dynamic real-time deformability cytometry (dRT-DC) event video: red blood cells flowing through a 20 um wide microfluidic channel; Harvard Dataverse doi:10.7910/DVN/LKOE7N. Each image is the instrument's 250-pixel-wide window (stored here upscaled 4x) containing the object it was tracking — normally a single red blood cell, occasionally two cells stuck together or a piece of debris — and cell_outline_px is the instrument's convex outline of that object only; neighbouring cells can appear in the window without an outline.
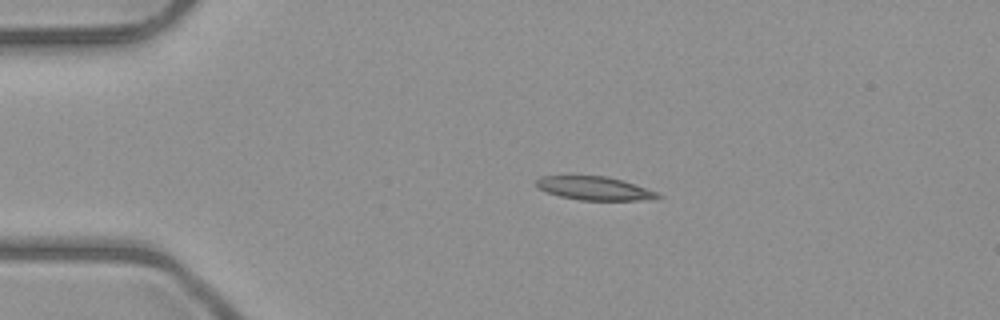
{"species": "common noctule bat (a hibernating species)", "species_latin": "Nyctalus noctula", "temperature_condition": "room temperature", "stored_images_in_passage": 3, "camera_frame_rate_fps": 3000, "um_per_image_px": 0.085, "animal": {"sex": "male", "body_mass_g": 23.1, "forearm_length_mm": 52.7}, "frame": {"image": 1, "passage_image": 2, "time_ms": 2.0, "image_size_px": [1000, 320], "cell_outline_px": [[664, 196], [640, 200], [580, 200], [560, 196], [548, 192], [540, 188], [536, 184], [536, 180], [540, 176], [608, 176], [624, 180], [656, 192]], "centroid_in_image_um": [50.53, 16.0], "position_along_channel_um": 34.5, "area_um2": 16.42}}